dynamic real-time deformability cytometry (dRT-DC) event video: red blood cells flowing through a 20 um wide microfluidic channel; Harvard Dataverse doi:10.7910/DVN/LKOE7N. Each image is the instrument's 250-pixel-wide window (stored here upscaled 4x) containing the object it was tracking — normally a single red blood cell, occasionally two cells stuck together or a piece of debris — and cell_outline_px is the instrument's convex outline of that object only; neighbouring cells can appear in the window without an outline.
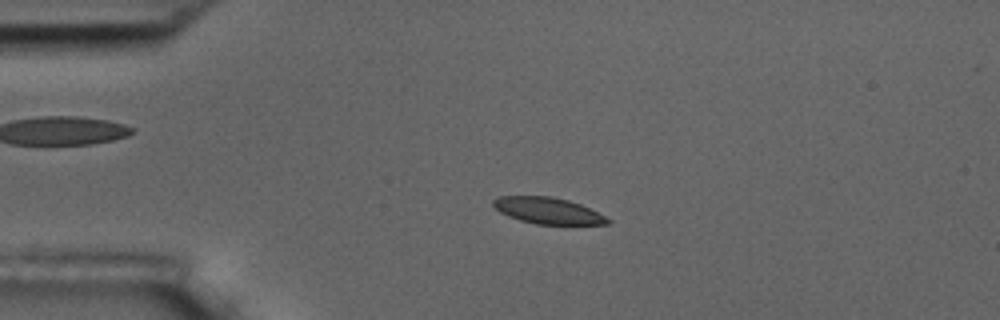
{"species": "common noctule bat (a hibernating species)", "species_latin": "Nyctalus noctula", "temperature_condition": "room temperature", "stored_images_in_passage": 4, "camera_frame_rate_fps": 3000, "um_per_image_px": 0.085, "animal": {"sex": "male", "body_mass_g": 17.5, "forearm_length_mm": 52.3}, "frame": {"image": 1, "passage_image": 3, "time_ms": 2.333, "image_size_px": [1000, 320], "cell_outline_px": [[612, 220], [608, 224], [536, 224], [520, 220], [508, 216], [500, 212], [492, 204], [492, 200], [500, 196], [552, 196], [568, 200], [580, 204]], "centroid_in_image_um": [46.54, 17.9], "position_along_channel_um": 38.5, "area_um2": 17.4}}